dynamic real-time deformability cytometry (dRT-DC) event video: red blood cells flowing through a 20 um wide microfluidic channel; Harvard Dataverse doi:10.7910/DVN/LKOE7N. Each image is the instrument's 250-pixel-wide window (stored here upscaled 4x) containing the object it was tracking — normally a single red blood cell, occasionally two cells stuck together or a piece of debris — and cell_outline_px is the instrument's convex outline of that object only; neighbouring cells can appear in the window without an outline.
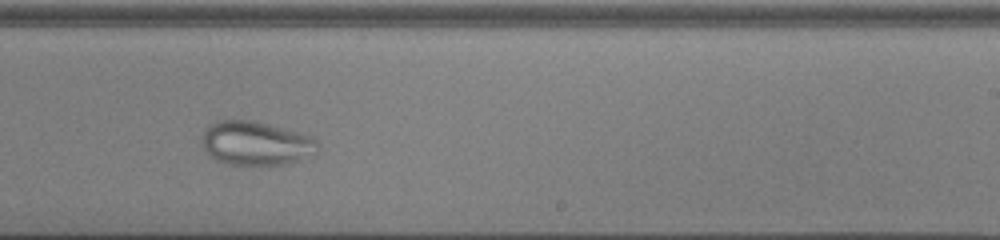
{"species": "common noctule bat (a hibernating species)", "species_latin": "Nyctalus noctula", "temperature_condition": "cold", "stored_images_in_passage": 36, "camera_frame_rate_fps": 3000, "um_per_image_px": 0.085, "animal": {"sex": "male", "body_mass_g": 13.0, "forearm_length_mm": 53.1}, "frame": {"image": 1, "passage_image": 21, "time_ms": 6.667, "image_size_px": [1000, 240], "cell_outline_px": [[320, 144], [296, 160], [288, 164], [224, 164], [208, 156], [204, 152], [200, 140], [200, 136], [208, 124], [216, 120], [256, 120], [312, 136]], "centroid_in_image_um": [21.59, 12.14], "position_along_channel_um": 267.4, "area_um2": 29.59}}
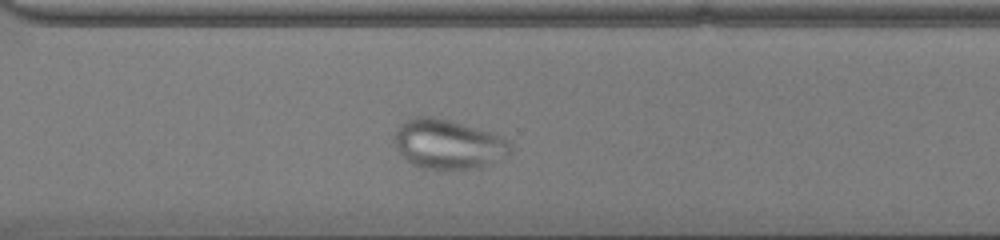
{"frame": {"image": 2, "passage_image": 26, "time_ms": 8.333, "image_size_px": [1000, 240], "cell_outline_px": [[508, 152], [476, 168], [452, 172], [424, 168], [412, 164], [396, 148], [396, 128], [404, 120], [412, 116], [432, 116], [448, 120], [504, 136], [508, 140]], "centroid_in_image_um": [38.01, 12.26], "position_along_channel_um": 332.6, "area_um2": 33.12}}